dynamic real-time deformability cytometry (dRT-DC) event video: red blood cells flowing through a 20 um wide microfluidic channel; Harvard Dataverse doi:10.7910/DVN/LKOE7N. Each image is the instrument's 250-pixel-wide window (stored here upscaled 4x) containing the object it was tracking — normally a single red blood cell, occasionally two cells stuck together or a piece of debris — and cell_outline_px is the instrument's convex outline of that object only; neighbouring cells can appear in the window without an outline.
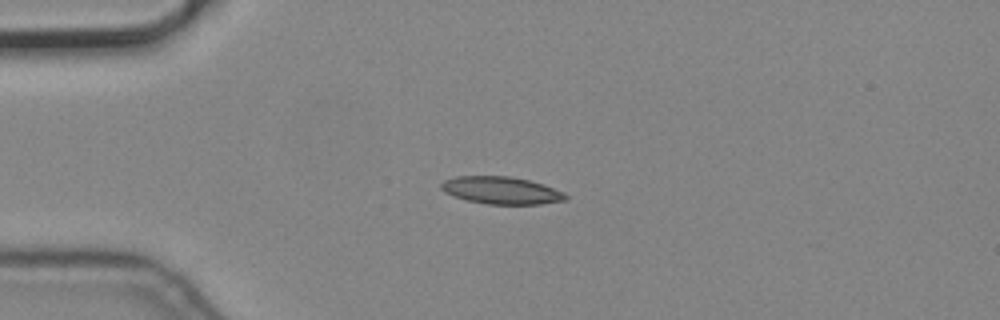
{"species": "common noctule bat (a hibernating species)", "species_latin": "Nyctalus noctula", "temperature_condition": "cold", "stored_images_in_passage": 9, "camera_frame_rate_fps": 3000, "um_per_image_px": 0.085, "animal": {"sex": "male", "body_mass_g": 19.2, "forearm_length_mm": 51.8}, "frame": {"image": 1, "passage_image": 4, "time_ms": 1.0, "image_size_px": [1000, 320], "cell_outline_px": [[568, 200], [540, 204], [488, 204], [468, 200], [444, 192], [440, 188], [440, 184], [444, 180], [456, 176], [512, 176], [544, 184], [564, 192], [568, 196]], "centroid_in_image_um": [42.64, 16.17], "position_along_channel_um": 42.4, "area_um2": 19.88}}
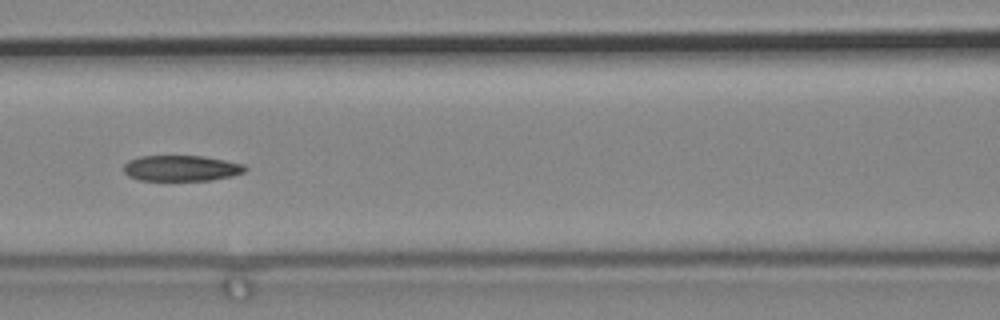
{"frame": {"image": 2, "passage_image": 7, "time_ms": 2.0, "image_size_px": [1000, 320], "cell_outline_px": [[248, 168], [244, 172], [232, 176], [208, 180], [140, 180], [128, 176], [124, 172], [124, 164], [128, 160], [140, 156], [204, 156], [244, 164]], "centroid_in_image_um": [15.4, 14.29], "position_along_channel_um": 151.2, "area_um2": 18.21}}
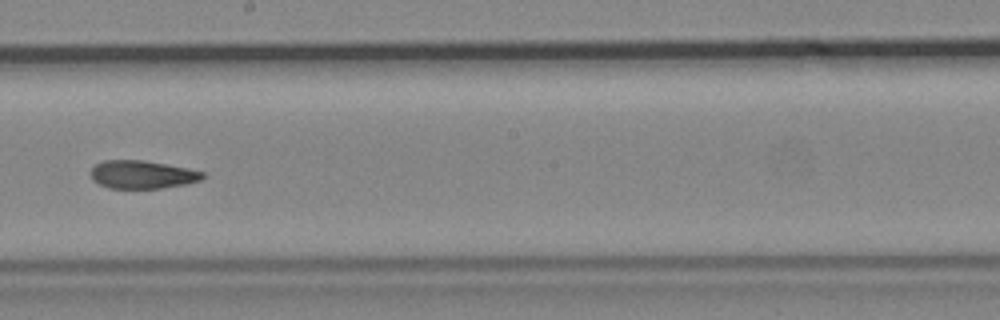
{"frame": {"image": 3, "passage_image": 9, "time_ms": 2.667, "image_size_px": [1000, 320], "cell_outline_px": [[208, 176], [200, 180], [184, 184], [160, 188], [108, 188], [92, 180], [92, 168], [96, 164], [104, 160], [144, 160], [188, 168], [204, 172]], "centroid_in_image_um": [12.12, 14.83], "position_along_channel_um": 236.1, "area_um2": 18.26}}